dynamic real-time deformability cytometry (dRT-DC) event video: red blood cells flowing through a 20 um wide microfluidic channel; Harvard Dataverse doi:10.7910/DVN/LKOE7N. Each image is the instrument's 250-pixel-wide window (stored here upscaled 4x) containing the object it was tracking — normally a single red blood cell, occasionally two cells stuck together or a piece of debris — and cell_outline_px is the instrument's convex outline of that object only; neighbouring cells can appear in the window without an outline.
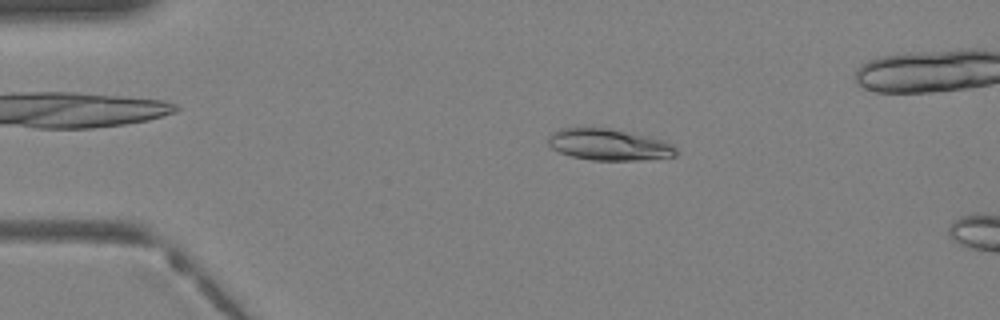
{"species": "Egyptian fruit bat (a non-hibernating species)", "species_latin": "Rousettus aegyptiacus", "temperature_condition": "warm", "stored_images_in_passage": 6, "camera_frame_rate_fps": 3000, "um_per_image_px": 0.085, "animal": {"sex": "female"}, "frame": {"image": 1, "passage_image": 2, "time_ms": 0.333, "image_size_px": [1000, 320], "cell_outline_px": [[676, 156], [640, 160], [592, 160], [572, 156], [560, 152], [552, 148], [548, 144], [548, 136], [552, 132], [560, 128], [612, 128], [664, 140], [672, 144], [676, 148]], "centroid_in_image_um": [51.75, 12.29], "position_along_channel_um": 33.2, "area_um2": 23.41}}